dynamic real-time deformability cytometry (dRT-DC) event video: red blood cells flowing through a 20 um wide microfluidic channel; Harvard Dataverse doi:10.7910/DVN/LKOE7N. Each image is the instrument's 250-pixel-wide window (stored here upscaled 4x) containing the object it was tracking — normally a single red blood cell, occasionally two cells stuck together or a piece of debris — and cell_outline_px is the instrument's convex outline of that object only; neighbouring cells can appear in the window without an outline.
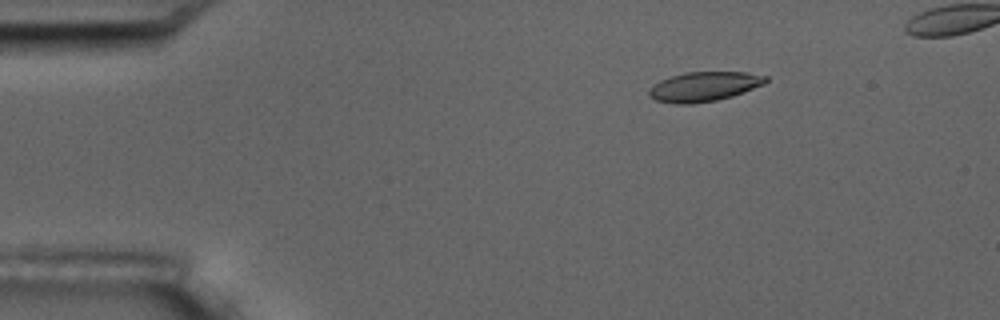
{"species": "common noctule bat (a hibernating species)", "species_latin": "Nyctalus noctula", "temperature_condition": "room temperature", "stored_images_in_passage": 7, "camera_frame_rate_fps": 3000, "um_per_image_px": 0.085, "animal": {"sex": "male", "body_mass_g": 17.5, "forearm_length_mm": 52.3}, "frame": {"image": 1, "passage_image": 3, "time_ms": 2.333, "image_size_px": [1000, 320], "cell_outline_px": [[768, 80], [764, 84], [732, 96], [716, 100], [692, 104], [676, 104], [656, 100], [648, 96], [648, 88], [660, 80], [684, 72], [748, 72], [768, 76]], "centroid_in_image_um": [59.83, 7.35], "position_along_channel_um": 25.2, "area_um2": 20.17}}